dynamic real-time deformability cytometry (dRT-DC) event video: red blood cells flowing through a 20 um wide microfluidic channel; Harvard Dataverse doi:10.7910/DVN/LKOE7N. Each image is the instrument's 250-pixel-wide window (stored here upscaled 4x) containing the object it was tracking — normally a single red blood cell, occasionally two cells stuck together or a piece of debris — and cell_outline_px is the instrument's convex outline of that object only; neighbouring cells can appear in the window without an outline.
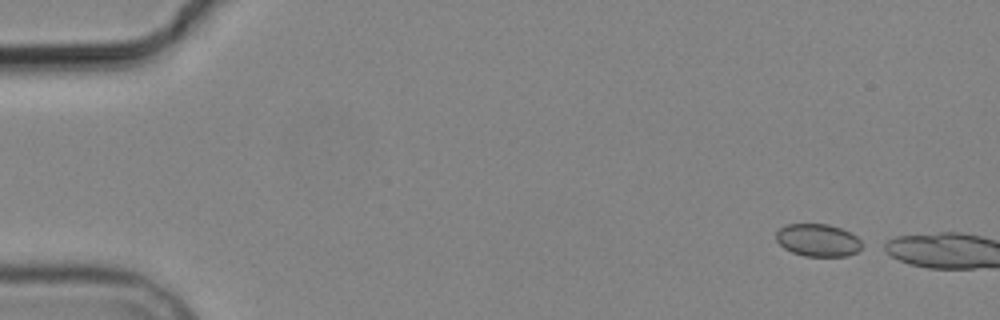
{"species": "common noctule bat (a hibernating species)", "species_latin": "Nyctalus noctula", "temperature_condition": "cold", "stored_images_in_passage": 2, "camera_frame_rate_fps": 3000, "um_per_image_px": 0.085, "animal": {"sex": "male", "body_mass_g": 19.2, "forearm_length_mm": 51.8}, "frame": {"image": 1, "passage_image": 2, "time_ms": 1.333, "image_size_px": [1000, 320], "cell_outline_px": [[860, 248], [856, 252], [848, 256], [804, 256], [792, 252], [784, 248], [776, 240], [776, 232], [784, 224], [828, 224], [840, 228], [856, 236], [860, 240]], "centroid_in_image_um": [69.48, 20.41], "position_along_channel_um": 15.5, "area_um2": 16.18}}